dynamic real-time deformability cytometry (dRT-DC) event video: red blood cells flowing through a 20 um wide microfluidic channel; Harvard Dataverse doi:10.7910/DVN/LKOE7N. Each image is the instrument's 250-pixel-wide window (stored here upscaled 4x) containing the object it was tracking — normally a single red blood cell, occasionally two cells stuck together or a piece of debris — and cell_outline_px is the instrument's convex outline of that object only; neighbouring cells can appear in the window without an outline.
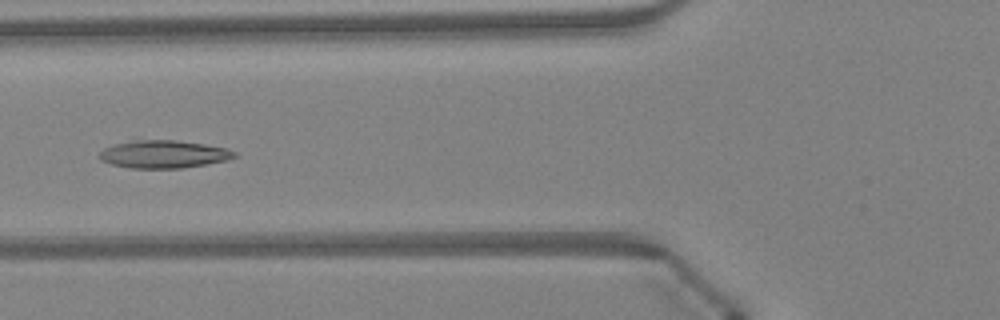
{"species": "Egyptian fruit bat (a non-hibernating species)", "species_latin": "Rousettus aegyptiacus", "temperature_condition": "warm", "stored_images_in_passage": 41, "camera_frame_rate_fps": 3000, "um_per_image_px": 0.085, "animal": {"sex": "female"}, "frame": {"image": 1, "passage_image": 17, "time_ms": 5.333, "image_size_px": [1000, 320], "cell_outline_px": [[240, 156], [228, 160], [208, 164], [184, 168], [132, 168], [112, 164], [100, 160], [96, 156], [104, 148], [112, 144], [136, 140], [176, 140], [204, 144], [224, 148], [236, 152]], "centroid_in_image_um": [13.91, 13.11], "position_along_channel_um": 111.9, "area_um2": 22.02}}
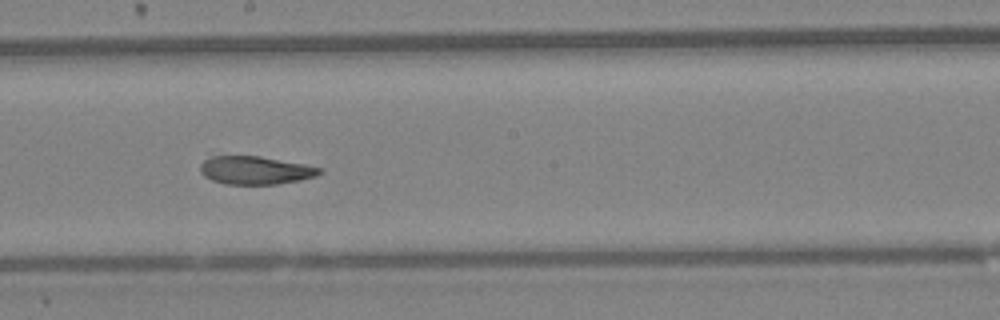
{"frame": {"image": 2, "passage_image": 25, "time_ms": 8.0, "image_size_px": [1000, 320], "cell_outline_px": [[324, 172], [316, 176], [300, 180], [276, 184], [224, 184], [212, 180], [204, 176], [200, 172], [200, 164], [204, 160], [212, 156], [260, 156], [304, 164], [324, 168]], "centroid_in_image_um": [21.72, 14.47], "position_along_channel_um": 226.5, "area_um2": 19.65}}
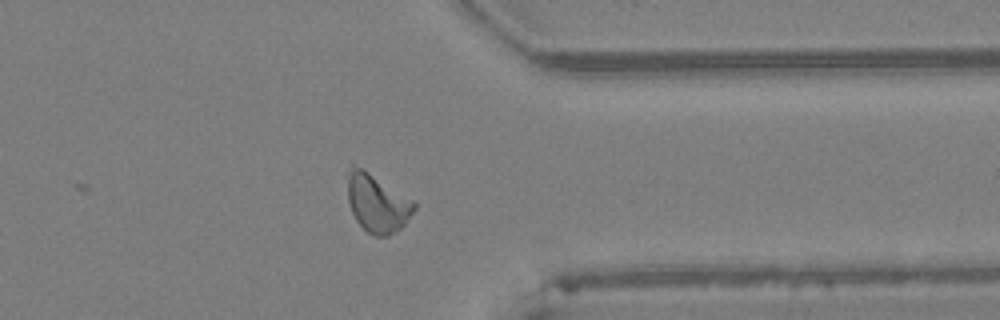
{"frame": {"image": 3, "passage_image": 36, "time_ms": 11.667, "image_size_px": [1000, 320], "cell_outline_px": [[416, 208], [404, 224], [396, 232], [388, 236], [376, 236], [368, 232], [356, 220], [352, 212], [348, 200], [344, 172], [352, 164], [368, 172], [412, 200], [416, 204]], "centroid_in_image_um": [32.0, 17.25], "position_along_channel_um": 379.4, "area_um2": 22.48}, "authors_computed_cell_mechanics": {"area_um2": 21.7328, "velocity_mm_per_s": 4.327, "shape_relaxation_time_tau1_ms": 5.6375, "shape_relaxation_time_tau2_ms": 6.8049, "deformation_change_tau1": 0.1667, "deformation_change_tau2": 0.1657}}